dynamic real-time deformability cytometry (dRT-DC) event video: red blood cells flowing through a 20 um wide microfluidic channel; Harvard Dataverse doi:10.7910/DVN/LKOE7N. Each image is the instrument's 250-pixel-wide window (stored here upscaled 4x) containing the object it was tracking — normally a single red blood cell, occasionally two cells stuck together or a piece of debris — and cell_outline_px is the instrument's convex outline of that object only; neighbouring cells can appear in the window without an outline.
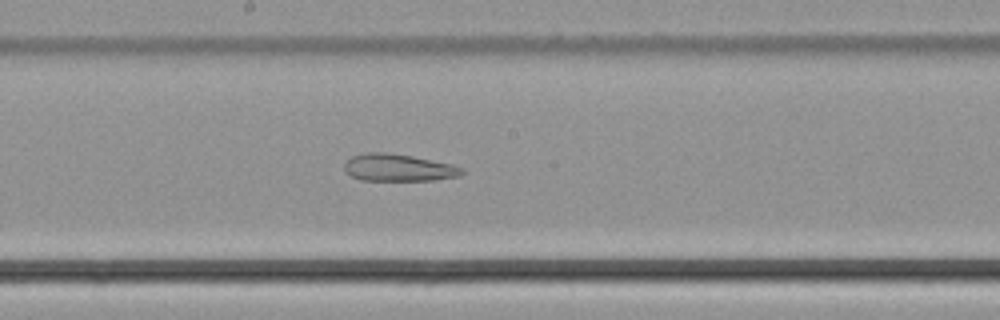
{"species": "common noctule bat (a hibernating species)", "species_latin": "Nyctalus noctula", "temperature_condition": "cold", "stored_images_in_passage": 43, "camera_frame_rate_fps": 3000, "um_per_image_px": 0.085, "animal": {"sex": "male", "body_mass_g": 21.5, "forearm_length_mm": 52.0}, "frame": {"image": 1, "passage_image": 22, "time_ms": 7.0, "image_size_px": [1000, 320], "cell_outline_px": [[464, 172], [460, 176], [436, 180], [360, 180], [352, 176], [344, 168], [344, 164], [352, 156], [368, 152], [384, 152], [412, 156], [452, 164], [464, 168]], "centroid_in_image_um": [33.9, 14.25], "position_along_channel_um": 214.3, "area_um2": 18.55}}
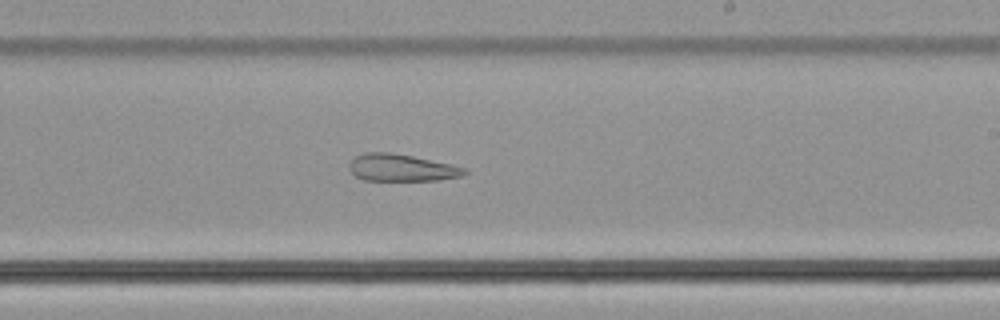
{"frame": {"image": 2, "passage_image": 25, "time_ms": 8.0, "image_size_px": [1000, 320], "cell_outline_px": [[468, 172], [464, 176], [440, 180], [364, 180], [356, 176], [348, 168], [348, 164], [356, 156], [364, 152], [388, 152], [412, 156], [468, 168]], "centroid_in_image_um": [34.15, 14.26], "position_along_channel_um": 254.9, "area_um2": 18.21}}
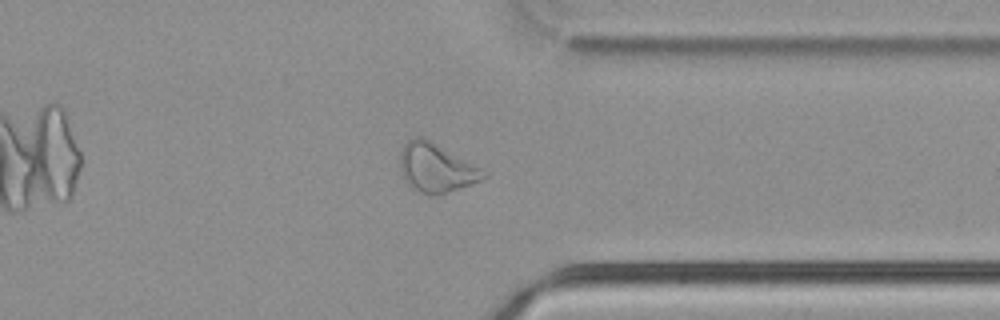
{"frame": {"image": 3, "passage_image": 34, "time_ms": 11.0, "image_size_px": [1000, 320], "cell_outline_px": [[488, 176], [480, 180], [440, 196], [428, 196], [412, 188], [408, 184], [400, 168], [400, 152], [404, 144], [408, 140], [416, 136], [424, 136], [488, 172]], "centroid_in_image_um": [37.07, 14.27], "position_along_channel_um": 374.3, "area_um2": 23.93}}